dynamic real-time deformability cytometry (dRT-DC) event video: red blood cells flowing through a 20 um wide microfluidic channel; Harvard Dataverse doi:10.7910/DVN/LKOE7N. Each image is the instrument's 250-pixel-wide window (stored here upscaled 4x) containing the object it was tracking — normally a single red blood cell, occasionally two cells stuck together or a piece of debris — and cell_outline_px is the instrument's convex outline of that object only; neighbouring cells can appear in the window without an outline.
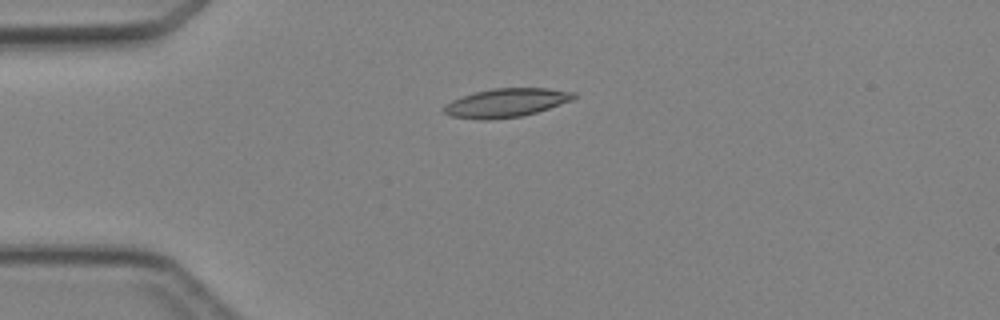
{"species": "Egyptian fruit bat (a non-hibernating species)", "species_latin": "Rousettus aegyptiacus", "temperature_condition": "cold", "stored_images_in_passage": 5, "camera_frame_rate_fps": 3000, "um_per_image_px": 0.085, "animal": {"sex": "female"}, "frame": {"image": 1, "passage_image": 4, "time_ms": 3.667, "image_size_px": [1000, 320], "cell_outline_px": [[576, 96], [572, 100], [536, 112], [520, 116], [488, 120], [480, 120], [452, 116], [444, 112], [444, 108], [452, 100], [476, 92], [492, 88], [548, 88], [576, 92]], "centroid_in_image_um": [43.06, 8.73], "position_along_channel_um": 41.9, "area_um2": 21.39}}